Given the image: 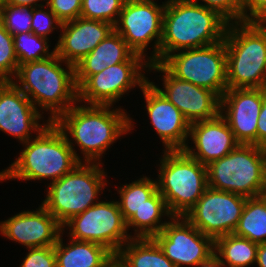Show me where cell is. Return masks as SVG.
Segmentation results:
<instances>
[{
	"mask_svg": "<svg viewBox=\"0 0 266 267\" xmlns=\"http://www.w3.org/2000/svg\"><path fill=\"white\" fill-rule=\"evenodd\" d=\"M111 107L75 104L54 121L80 162L101 163L106 150L121 136L133 130L134 124L127 112L120 107ZM73 143L80 148L83 157L74 150Z\"/></svg>",
	"mask_w": 266,
	"mask_h": 267,
	"instance_id": "cell-1",
	"label": "cell"
},
{
	"mask_svg": "<svg viewBox=\"0 0 266 267\" xmlns=\"http://www.w3.org/2000/svg\"><path fill=\"white\" fill-rule=\"evenodd\" d=\"M229 22L191 0H168L163 14L159 63L168 55L224 41Z\"/></svg>",
	"mask_w": 266,
	"mask_h": 267,
	"instance_id": "cell-2",
	"label": "cell"
},
{
	"mask_svg": "<svg viewBox=\"0 0 266 267\" xmlns=\"http://www.w3.org/2000/svg\"><path fill=\"white\" fill-rule=\"evenodd\" d=\"M11 82L38 107V111L50 112L49 122H54L78 104L74 66L64 62L56 53L47 59L21 64Z\"/></svg>",
	"mask_w": 266,
	"mask_h": 267,
	"instance_id": "cell-3",
	"label": "cell"
},
{
	"mask_svg": "<svg viewBox=\"0 0 266 267\" xmlns=\"http://www.w3.org/2000/svg\"><path fill=\"white\" fill-rule=\"evenodd\" d=\"M34 139L22 143L24 149L9 167L0 172V181H56L72 171L80 161L62 131L49 122Z\"/></svg>",
	"mask_w": 266,
	"mask_h": 267,
	"instance_id": "cell-4",
	"label": "cell"
},
{
	"mask_svg": "<svg viewBox=\"0 0 266 267\" xmlns=\"http://www.w3.org/2000/svg\"><path fill=\"white\" fill-rule=\"evenodd\" d=\"M224 43L227 89L265 88L266 22L229 23Z\"/></svg>",
	"mask_w": 266,
	"mask_h": 267,
	"instance_id": "cell-5",
	"label": "cell"
},
{
	"mask_svg": "<svg viewBox=\"0 0 266 267\" xmlns=\"http://www.w3.org/2000/svg\"><path fill=\"white\" fill-rule=\"evenodd\" d=\"M208 187L246 198L266 191V148L238 144L229 154L207 166Z\"/></svg>",
	"mask_w": 266,
	"mask_h": 267,
	"instance_id": "cell-6",
	"label": "cell"
},
{
	"mask_svg": "<svg viewBox=\"0 0 266 267\" xmlns=\"http://www.w3.org/2000/svg\"><path fill=\"white\" fill-rule=\"evenodd\" d=\"M100 165L103 167V163L80 162L47 186V195L41 204L61 225L100 201L99 193L102 194L108 182Z\"/></svg>",
	"mask_w": 266,
	"mask_h": 267,
	"instance_id": "cell-7",
	"label": "cell"
},
{
	"mask_svg": "<svg viewBox=\"0 0 266 267\" xmlns=\"http://www.w3.org/2000/svg\"><path fill=\"white\" fill-rule=\"evenodd\" d=\"M163 151L157 190L173 216H185L208 187L207 168L184 150Z\"/></svg>",
	"mask_w": 266,
	"mask_h": 267,
	"instance_id": "cell-8",
	"label": "cell"
},
{
	"mask_svg": "<svg viewBox=\"0 0 266 267\" xmlns=\"http://www.w3.org/2000/svg\"><path fill=\"white\" fill-rule=\"evenodd\" d=\"M161 64L176 78L215 92L220 98L227 90L224 41L168 55Z\"/></svg>",
	"mask_w": 266,
	"mask_h": 267,
	"instance_id": "cell-9",
	"label": "cell"
},
{
	"mask_svg": "<svg viewBox=\"0 0 266 267\" xmlns=\"http://www.w3.org/2000/svg\"><path fill=\"white\" fill-rule=\"evenodd\" d=\"M66 227L69 238L100 244L114 255L132 238L117 200L99 201L70 218L62 225V231L68 229Z\"/></svg>",
	"mask_w": 266,
	"mask_h": 267,
	"instance_id": "cell-10",
	"label": "cell"
},
{
	"mask_svg": "<svg viewBox=\"0 0 266 267\" xmlns=\"http://www.w3.org/2000/svg\"><path fill=\"white\" fill-rule=\"evenodd\" d=\"M166 1L161 5L154 0H126L114 30L127 42L128 47L149 63L159 62L163 14ZM154 40L151 56L146 50Z\"/></svg>",
	"mask_w": 266,
	"mask_h": 267,
	"instance_id": "cell-11",
	"label": "cell"
},
{
	"mask_svg": "<svg viewBox=\"0 0 266 267\" xmlns=\"http://www.w3.org/2000/svg\"><path fill=\"white\" fill-rule=\"evenodd\" d=\"M246 197L207 187L185 218L213 240L233 234L241 217Z\"/></svg>",
	"mask_w": 266,
	"mask_h": 267,
	"instance_id": "cell-12",
	"label": "cell"
},
{
	"mask_svg": "<svg viewBox=\"0 0 266 267\" xmlns=\"http://www.w3.org/2000/svg\"><path fill=\"white\" fill-rule=\"evenodd\" d=\"M149 64V62H122L90 76L78 88V102L87 105L114 106L113 104L120 101L130 89L137 85L141 88L149 80L144 72L149 69Z\"/></svg>",
	"mask_w": 266,
	"mask_h": 267,
	"instance_id": "cell-13",
	"label": "cell"
},
{
	"mask_svg": "<svg viewBox=\"0 0 266 267\" xmlns=\"http://www.w3.org/2000/svg\"><path fill=\"white\" fill-rule=\"evenodd\" d=\"M153 239L175 267H197L214 254V240L184 216H173Z\"/></svg>",
	"mask_w": 266,
	"mask_h": 267,
	"instance_id": "cell-14",
	"label": "cell"
},
{
	"mask_svg": "<svg viewBox=\"0 0 266 267\" xmlns=\"http://www.w3.org/2000/svg\"><path fill=\"white\" fill-rule=\"evenodd\" d=\"M151 70L163 73L164 89L155 86L190 124L210 120L220 114V97L215 92L176 78L159 62L150 63L147 72Z\"/></svg>",
	"mask_w": 266,
	"mask_h": 267,
	"instance_id": "cell-15",
	"label": "cell"
},
{
	"mask_svg": "<svg viewBox=\"0 0 266 267\" xmlns=\"http://www.w3.org/2000/svg\"><path fill=\"white\" fill-rule=\"evenodd\" d=\"M152 127L165 151L184 150L189 141L190 123L182 112L148 80L141 88ZM187 142V143H186Z\"/></svg>",
	"mask_w": 266,
	"mask_h": 267,
	"instance_id": "cell-16",
	"label": "cell"
},
{
	"mask_svg": "<svg viewBox=\"0 0 266 267\" xmlns=\"http://www.w3.org/2000/svg\"><path fill=\"white\" fill-rule=\"evenodd\" d=\"M263 104V88L227 89L220 98V115L239 144L257 146V123Z\"/></svg>",
	"mask_w": 266,
	"mask_h": 267,
	"instance_id": "cell-17",
	"label": "cell"
},
{
	"mask_svg": "<svg viewBox=\"0 0 266 267\" xmlns=\"http://www.w3.org/2000/svg\"><path fill=\"white\" fill-rule=\"evenodd\" d=\"M43 118L29 98L11 81L0 82V131L14 136L21 144L33 138L32 132L38 134L48 125V120L46 124H40Z\"/></svg>",
	"mask_w": 266,
	"mask_h": 267,
	"instance_id": "cell-18",
	"label": "cell"
},
{
	"mask_svg": "<svg viewBox=\"0 0 266 267\" xmlns=\"http://www.w3.org/2000/svg\"><path fill=\"white\" fill-rule=\"evenodd\" d=\"M0 233L26 249L54 246L62 233V225L40 204L36 211H22L1 221Z\"/></svg>",
	"mask_w": 266,
	"mask_h": 267,
	"instance_id": "cell-19",
	"label": "cell"
},
{
	"mask_svg": "<svg viewBox=\"0 0 266 267\" xmlns=\"http://www.w3.org/2000/svg\"><path fill=\"white\" fill-rule=\"evenodd\" d=\"M113 30L111 23L83 17L64 22L55 52L64 62L75 66Z\"/></svg>",
	"mask_w": 266,
	"mask_h": 267,
	"instance_id": "cell-20",
	"label": "cell"
},
{
	"mask_svg": "<svg viewBox=\"0 0 266 267\" xmlns=\"http://www.w3.org/2000/svg\"><path fill=\"white\" fill-rule=\"evenodd\" d=\"M189 137L195 147L187 144L184 151L205 166L226 156L239 144L220 114L216 118L190 124Z\"/></svg>",
	"mask_w": 266,
	"mask_h": 267,
	"instance_id": "cell-21",
	"label": "cell"
},
{
	"mask_svg": "<svg viewBox=\"0 0 266 267\" xmlns=\"http://www.w3.org/2000/svg\"><path fill=\"white\" fill-rule=\"evenodd\" d=\"M122 62H148L141 55L135 54L127 42L113 30L88 55L74 66L77 89L92 75L107 67Z\"/></svg>",
	"mask_w": 266,
	"mask_h": 267,
	"instance_id": "cell-22",
	"label": "cell"
},
{
	"mask_svg": "<svg viewBox=\"0 0 266 267\" xmlns=\"http://www.w3.org/2000/svg\"><path fill=\"white\" fill-rule=\"evenodd\" d=\"M63 231L54 245L57 267H105L114 254L106 247L88 241L70 239L63 244Z\"/></svg>",
	"mask_w": 266,
	"mask_h": 267,
	"instance_id": "cell-23",
	"label": "cell"
},
{
	"mask_svg": "<svg viewBox=\"0 0 266 267\" xmlns=\"http://www.w3.org/2000/svg\"><path fill=\"white\" fill-rule=\"evenodd\" d=\"M164 216H167L169 219L173 217L164 198L157 190L126 222V227L128 232L131 227L134 228L132 238H153L168 223V221L161 222Z\"/></svg>",
	"mask_w": 266,
	"mask_h": 267,
	"instance_id": "cell-24",
	"label": "cell"
},
{
	"mask_svg": "<svg viewBox=\"0 0 266 267\" xmlns=\"http://www.w3.org/2000/svg\"><path fill=\"white\" fill-rule=\"evenodd\" d=\"M116 255L127 267H175L153 238H131Z\"/></svg>",
	"mask_w": 266,
	"mask_h": 267,
	"instance_id": "cell-25",
	"label": "cell"
},
{
	"mask_svg": "<svg viewBox=\"0 0 266 267\" xmlns=\"http://www.w3.org/2000/svg\"><path fill=\"white\" fill-rule=\"evenodd\" d=\"M258 244L228 234L214 240V254L225 267H249L256 263Z\"/></svg>",
	"mask_w": 266,
	"mask_h": 267,
	"instance_id": "cell-26",
	"label": "cell"
},
{
	"mask_svg": "<svg viewBox=\"0 0 266 267\" xmlns=\"http://www.w3.org/2000/svg\"><path fill=\"white\" fill-rule=\"evenodd\" d=\"M234 235L256 244L266 243V195L246 199Z\"/></svg>",
	"mask_w": 266,
	"mask_h": 267,
	"instance_id": "cell-27",
	"label": "cell"
},
{
	"mask_svg": "<svg viewBox=\"0 0 266 267\" xmlns=\"http://www.w3.org/2000/svg\"><path fill=\"white\" fill-rule=\"evenodd\" d=\"M117 189L118 197L121 199L120 201L118 199L117 202L123 219L127 222L145 204V201L157 191V182L150 177L143 176V178L122 185Z\"/></svg>",
	"mask_w": 266,
	"mask_h": 267,
	"instance_id": "cell-28",
	"label": "cell"
},
{
	"mask_svg": "<svg viewBox=\"0 0 266 267\" xmlns=\"http://www.w3.org/2000/svg\"><path fill=\"white\" fill-rule=\"evenodd\" d=\"M13 41L19 66L28 62L47 59L56 53L55 47L49 52V39L40 37L32 32L13 35Z\"/></svg>",
	"mask_w": 266,
	"mask_h": 267,
	"instance_id": "cell-29",
	"label": "cell"
},
{
	"mask_svg": "<svg viewBox=\"0 0 266 267\" xmlns=\"http://www.w3.org/2000/svg\"><path fill=\"white\" fill-rule=\"evenodd\" d=\"M126 0H82L80 17L115 25Z\"/></svg>",
	"mask_w": 266,
	"mask_h": 267,
	"instance_id": "cell-30",
	"label": "cell"
},
{
	"mask_svg": "<svg viewBox=\"0 0 266 267\" xmlns=\"http://www.w3.org/2000/svg\"><path fill=\"white\" fill-rule=\"evenodd\" d=\"M32 7L3 5L0 8V22L13 36L24 32H32Z\"/></svg>",
	"mask_w": 266,
	"mask_h": 267,
	"instance_id": "cell-31",
	"label": "cell"
},
{
	"mask_svg": "<svg viewBox=\"0 0 266 267\" xmlns=\"http://www.w3.org/2000/svg\"><path fill=\"white\" fill-rule=\"evenodd\" d=\"M18 66L13 36L0 22V82L13 80Z\"/></svg>",
	"mask_w": 266,
	"mask_h": 267,
	"instance_id": "cell-32",
	"label": "cell"
},
{
	"mask_svg": "<svg viewBox=\"0 0 266 267\" xmlns=\"http://www.w3.org/2000/svg\"><path fill=\"white\" fill-rule=\"evenodd\" d=\"M47 6V7H46ZM44 7H46L44 9ZM62 22L50 10L49 6L45 3L41 6L32 8L31 30L33 34L40 37L49 39V34L57 28H61Z\"/></svg>",
	"mask_w": 266,
	"mask_h": 267,
	"instance_id": "cell-33",
	"label": "cell"
},
{
	"mask_svg": "<svg viewBox=\"0 0 266 267\" xmlns=\"http://www.w3.org/2000/svg\"><path fill=\"white\" fill-rule=\"evenodd\" d=\"M200 4V0H191ZM206 8L217 11L229 23L242 21L241 0H201Z\"/></svg>",
	"mask_w": 266,
	"mask_h": 267,
	"instance_id": "cell-34",
	"label": "cell"
},
{
	"mask_svg": "<svg viewBox=\"0 0 266 267\" xmlns=\"http://www.w3.org/2000/svg\"><path fill=\"white\" fill-rule=\"evenodd\" d=\"M20 267H57L54 246L28 248Z\"/></svg>",
	"mask_w": 266,
	"mask_h": 267,
	"instance_id": "cell-35",
	"label": "cell"
},
{
	"mask_svg": "<svg viewBox=\"0 0 266 267\" xmlns=\"http://www.w3.org/2000/svg\"><path fill=\"white\" fill-rule=\"evenodd\" d=\"M46 4L62 23L80 17L82 0H47Z\"/></svg>",
	"mask_w": 266,
	"mask_h": 267,
	"instance_id": "cell-36",
	"label": "cell"
},
{
	"mask_svg": "<svg viewBox=\"0 0 266 267\" xmlns=\"http://www.w3.org/2000/svg\"><path fill=\"white\" fill-rule=\"evenodd\" d=\"M241 7L242 21L266 22V0H241Z\"/></svg>",
	"mask_w": 266,
	"mask_h": 267,
	"instance_id": "cell-37",
	"label": "cell"
},
{
	"mask_svg": "<svg viewBox=\"0 0 266 267\" xmlns=\"http://www.w3.org/2000/svg\"><path fill=\"white\" fill-rule=\"evenodd\" d=\"M257 146L266 148V88H263V104L257 123Z\"/></svg>",
	"mask_w": 266,
	"mask_h": 267,
	"instance_id": "cell-38",
	"label": "cell"
},
{
	"mask_svg": "<svg viewBox=\"0 0 266 267\" xmlns=\"http://www.w3.org/2000/svg\"><path fill=\"white\" fill-rule=\"evenodd\" d=\"M40 1H45L47 3V0H4V5H15L33 8L36 6L44 5V3L40 4Z\"/></svg>",
	"mask_w": 266,
	"mask_h": 267,
	"instance_id": "cell-39",
	"label": "cell"
},
{
	"mask_svg": "<svg viewBox=\"0 0 266 267\" xmlns=\"http://www.w3.org/2000/svg\"><path fill=\"white\" fill-rule=\"evenodd\" d=\"M256 264L258 267H266V243L258 244Z\"/></svg>",
	"mask_w": 266,
	"mask_h": 267,
	"instance_id": "cell-40",
	"label": "cell"
},
{
	"mask_svg": "<svg viewBox=\"0 0 266 267\" xmlns=\"http://www.w3.org/2000/svg\"><path fill=\"white\" fill-rule=\"evenodd\" d=\"M197 267H225V266L215 254H212L206 261L201 262Z\"/></svg>",
	"mask_w": 266,
	"mask_h": 267,
	"instance_id": "cell-41",
	"label": "cell"
},
{
	"mask_svg": "<svg viewBox=\"0 0 266 267\" xmlns=\"http://www.w3.org/2000/svg\"><path fill=\"white\" fill-rule=\"evenodd\" d=\"M105 267H127L124 262L117 256L114 255L105 265Z\"/></svg>",
	"mask_w": 266,
	"mask_h": 267,
	"instance_id": "cell-42",
	"label": "cell"
},
{
	"mask_svg": "<svg viewBox=\"0 0 266 267\" xmlns=\"http://www.w3.org/2000/svg\"><path fill=\"white\" fill-rule=\"evenodd\" d=\"M4 5V0H0V8Z\"/></svg>",
	"mask_w": 266,
	"mask_h": 267,
	"instance_id": "cell-43",
	"label": "cell"
}]
</instances>
